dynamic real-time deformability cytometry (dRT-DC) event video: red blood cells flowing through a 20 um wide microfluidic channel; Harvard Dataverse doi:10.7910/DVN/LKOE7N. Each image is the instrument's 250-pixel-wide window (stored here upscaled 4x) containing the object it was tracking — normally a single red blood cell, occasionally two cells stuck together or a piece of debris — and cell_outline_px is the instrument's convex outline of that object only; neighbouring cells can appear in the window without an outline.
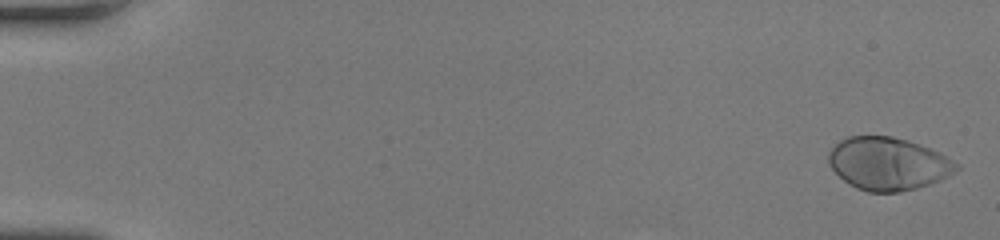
{"species": "human", "species_latin": "Homo sapiens", "temperature_condition": "room temperature", "stored_images_in_passage": 34, "camera_frame_rate_fps": 3000, "um_per_image_px": 0.085, "donor": {"sex": "female"}, "frame": {"image": 1, "passage_image": 1, "time_ms": 0.0, "image_size_px": [1000, 240], "cell_outline_px": [[960, 168], [948, 176], [932, 184], [900, 192], [868, 192], [856, 188], [848, 184], [828, 164], [828, 152], [840, 140], [848, 136], [892, 136], [908, 140], [940, 152], [956, 164]], "centroid_in_image_um": [75.47, 13.92], "position_along_channel_um": 9.5, "area_um2": 39.3}}
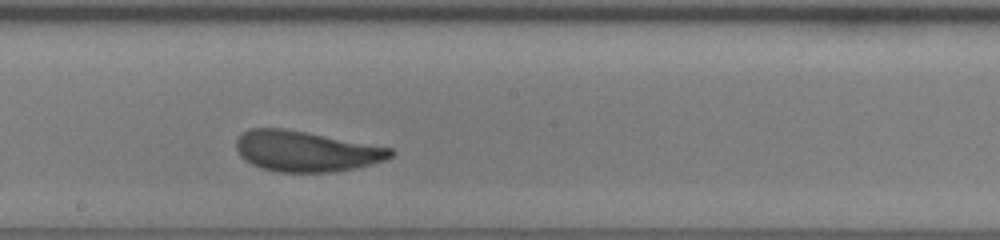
{"frame": {"image": 2, "passage_image": 22, "time_ms": 7.0, "image_size_px": [1000, 240], "cell_outline_px": [[396, 152], [392, 156], [384, 160], [356, 168], [336, 172], [276, 172], [252, 164], [244, 160], [240, 156], [236, 148], [236, 140], [244, 132], [252, 128], [280, 128], [304, 132], [392, 148]], "centroid_in_image_um": [26.0, 12.87], "position_along_channel_um": 222.2, "area_um2": 36.18}}
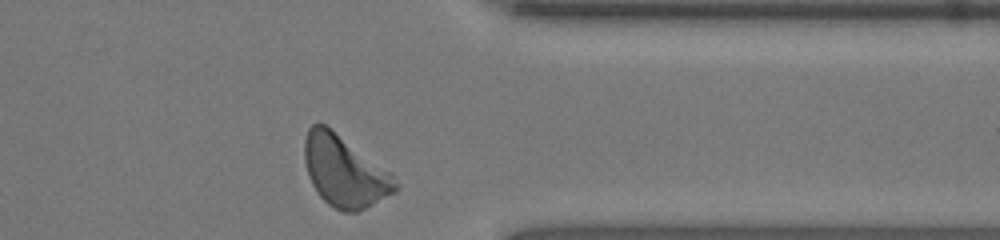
{"frame": {"image": 3, "passage_image": 34, "time_ms": 11.0, "image_size_px": [1000, 240], "cell_outline_px": [[400, 188], [396, 192], [356, 212], [340, 212], [328, 204], [320, 196], [312, 184], [308, 176], [304, 160], [304, 140], [308, 128], [312, 124], [324, 124], [392, 172], [400, 184]], "centroid_in_image_um": [29.3, 14.58], "position_along_channel_um": 382.1, "area_um2": 37.74}, "authors_computed_cell_mechanics": {"area_um2": 37.4255, "velocity_mm_per_s": 4.127, "shape_relaxation_time_tau1_ms": 3.844, "shape_relaxation_time_tau2_ms": null, "deformation_change_tau1": 0.1488, "deformation_change_tau2": null}}